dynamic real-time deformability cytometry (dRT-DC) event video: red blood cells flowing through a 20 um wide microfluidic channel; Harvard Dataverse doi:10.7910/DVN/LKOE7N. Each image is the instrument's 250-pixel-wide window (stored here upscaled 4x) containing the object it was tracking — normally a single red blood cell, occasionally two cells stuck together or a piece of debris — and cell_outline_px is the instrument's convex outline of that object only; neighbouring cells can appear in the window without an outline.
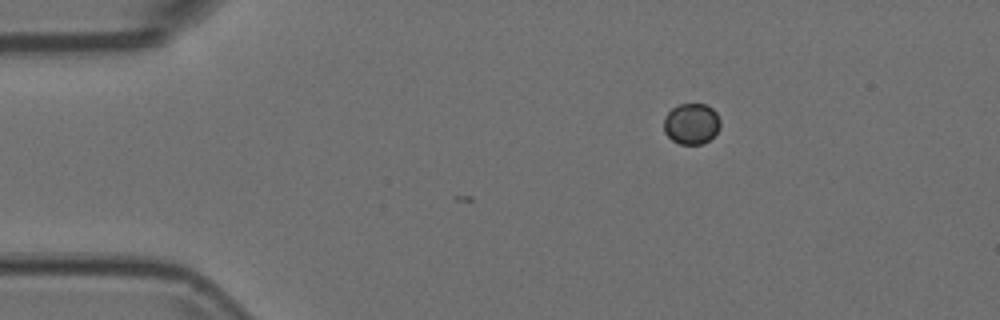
{"species": "Egyptian fruit bat (a non-hibernating species)", "species_latin": "Rousettus aegyptiacus", "temperature_condition": "room temperature", "stored_images_in_passage": 4, "camera_frame_rate_fps": 3000, "um_per_image_px": 0.085, "animal": {"sex": "female"}, "frame": {"image": 1, "passage_image": 1, "time_ms": 0.0, "image_size_px": [1000, 320], "cell_outline_px": [[720, 128], [704, 144], [680, 144], [672, 140], [664, 132], [664, 120], [668, 112], [672, 108], [680, 104], [704, 104], [712, 108], [716, 112], [720, 120]], "centroid_in_image_um": [58.77, 10.52], "position_along_channel_um": 26.2, "area_um2": 13.41}}